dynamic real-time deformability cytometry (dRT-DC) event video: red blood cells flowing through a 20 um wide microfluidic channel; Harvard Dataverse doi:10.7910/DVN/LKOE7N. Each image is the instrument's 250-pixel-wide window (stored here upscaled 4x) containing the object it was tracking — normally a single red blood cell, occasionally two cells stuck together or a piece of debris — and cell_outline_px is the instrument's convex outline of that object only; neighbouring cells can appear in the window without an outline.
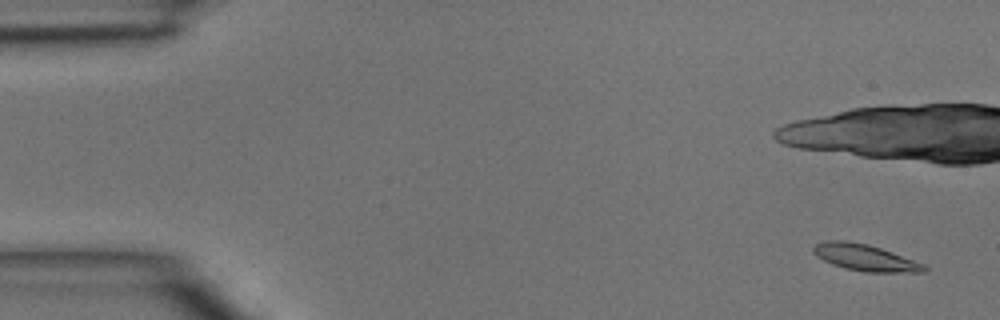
{"species": "common noctule bat (a hibernating species)", "species_latin": "Nyctalus noctula", "temperature_condition": "room temperature", "stored_images_in_passage": 4, "camera_frame_rate_fps": 3000, "um_per_image_px": 0.085, "animal": {"sex": "male", "body_mass_g": 15.6}, "frame": {"image": 1, "passage_image": 1, "time_ms": 0.0, "image_size_px": [1000, 320], "cell_outline_px": [[928, 268], [924, 272], [864, 272], [844, 268], [832, 264], [816, 256], [812, 252], [812, 248], [816, 244], [824, 240], [848, 240], [868, 244], [892, 252], [924, 264]], "centroid_in_image_um": [73.49, 21.89], "position_along_channel_um": 11.5, "area_um2": 17.17}}